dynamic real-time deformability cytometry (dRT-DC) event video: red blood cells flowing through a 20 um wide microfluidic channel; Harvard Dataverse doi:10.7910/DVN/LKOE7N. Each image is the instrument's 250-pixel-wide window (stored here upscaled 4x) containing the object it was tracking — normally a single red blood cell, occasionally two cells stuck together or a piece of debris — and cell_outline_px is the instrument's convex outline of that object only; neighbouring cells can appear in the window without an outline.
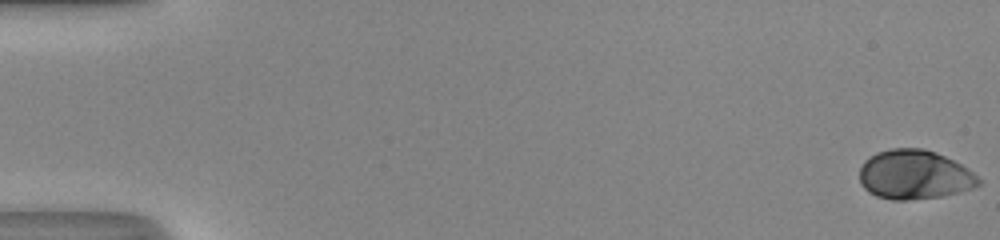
{"species": "human", "species_latin": "Homo sapiens", "temperature_condition": "room temperature", "stored_images_in_passage": 51, "camera_frame_rate_fps": 3000, "um_per_image_px": 0.085, "donor": {"sex": "male"}, "frame": {"image": 1, "passage_image": 1, "time_ms": 0.0, "image_size_px": [1000, 240], "cell_outline_px": [[984, 184], [972, 188], [940, 196], [908, 200], [892, 200], [876, 196], [868, 192], [860, 184], [860, 168], [864, 160], [868, 156], [876, 152], [892, 148], [924, 148], [936, 152], [968, 168], [984, 180]], "centroid_in_image_um": [77.73, 14.84], "position_along_channel_um": 7.3, "area_um2": 34.51}}
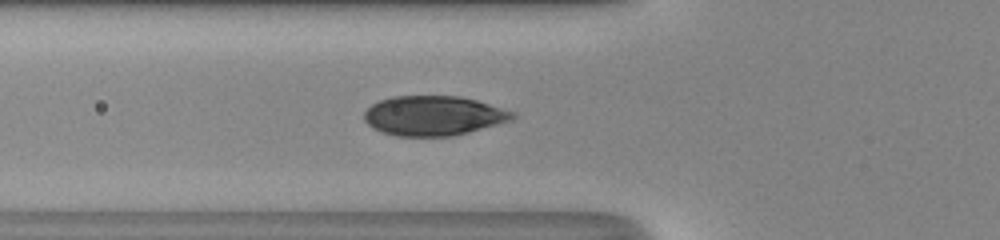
{"frame": {"image": 2, "passage_image": 20, "time_ms": 6.333, "image_size_px": [1000, 240], "cell_outline_px": [[516, 116], [512, 120], [468, 132], [452, 136], [396, 136], [372, 128], [364, 120], [364, 112], [372, 104], [380, 100], [392, 96], [460, 96], [476, 100], [516, 112]], "centroid_in_image_um": [36.85, 9.83], "position_along_channel_um": 89.0, "area_um2": 34.28}}
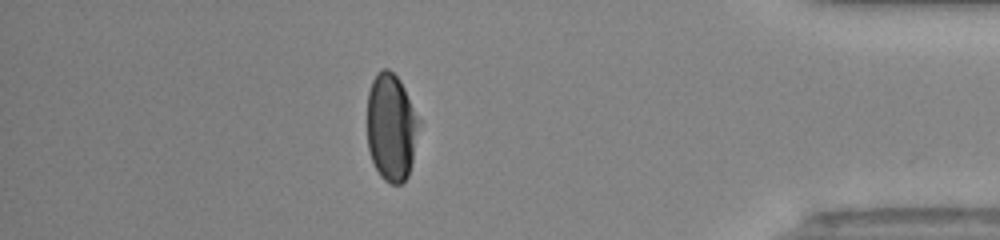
{"frame": {"image": 3, "passage_image": 45, "time_ms": 14.667, "image_size_px": [1000, 240], "cell_outline_px": [[420, 120], [412, 160], [408, 176], [400, 184], [392, 184], [384, 180], [380, 176], [372, 160], [368, 148], [368, 92], [372, 80], [376, 72], [380, 68], [388, 68], [400, 80]], "centroid_in_image_um": [33.25, 10.79], "position_along_channel_um": 402.0, "area_um2": 32.31}, "authors_computed_cell_mechanics": {"area_um2": 34.2754, "velocity_mm_per_s": 4.1995, "shape_relaxation_time_tau1_ms": 3.6037, "shape_relaxation_time_tau2_ms": null, "deformation_change_tau1": 0.1814, "deformation_change_tau2": null}}